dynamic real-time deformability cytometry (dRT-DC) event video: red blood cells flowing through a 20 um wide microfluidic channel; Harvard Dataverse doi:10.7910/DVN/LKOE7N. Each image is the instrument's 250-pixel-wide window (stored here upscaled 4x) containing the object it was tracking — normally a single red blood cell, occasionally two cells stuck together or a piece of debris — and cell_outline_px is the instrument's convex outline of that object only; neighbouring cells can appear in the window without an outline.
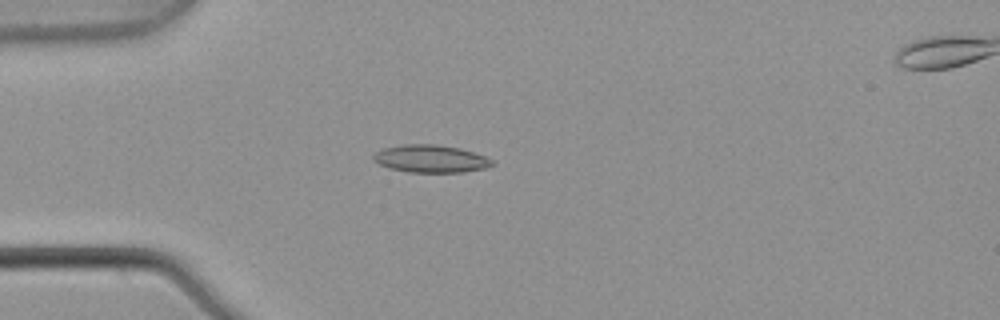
{"species": "common noctule bat (a hibernating species)", "species_latin": "Nyctalus noctula", "temperature_condition": "warm", "stored_images_in_passage": 6, "camera_frame_rate_fps": 3000, "um_per_image_px": 0.085, "animal": {"sex": "male", "body_mass_g": 21.5, "forearm_length_mm": 52.0}, "frame": {"image": 1, "passage_image": 5, "time_ms": 1.333, "image_size_px": [1000, 320], "cell_outline_px": [[496, 164], [484, 168], [464, 172], [408, 172], [388, 168], [372, 160], [372, 156], [376, 152], [384, 148], [404, 144], [436, 144], [460, 148], [484, 156], [492, 160]], "centroid_in_image_um": [36.59, 13.49], "position_along_channel_um": 48.4, "area_um2": 19.07}}